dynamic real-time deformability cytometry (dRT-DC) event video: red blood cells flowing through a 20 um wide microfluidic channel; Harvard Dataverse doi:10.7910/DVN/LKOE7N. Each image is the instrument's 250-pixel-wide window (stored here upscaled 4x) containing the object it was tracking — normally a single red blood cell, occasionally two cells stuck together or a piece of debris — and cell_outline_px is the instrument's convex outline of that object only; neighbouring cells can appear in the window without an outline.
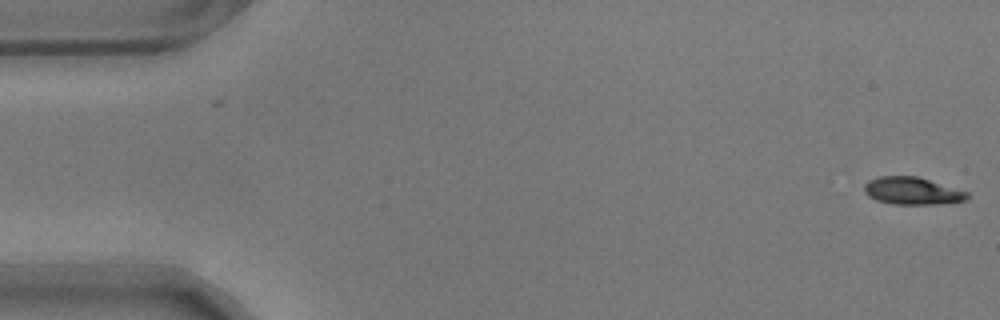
{"species": "common noctule bat (a hibernating species)", "species_latin": "Nyctalus noctula", "temperature_condition": "warm", "stored_images_in_passage": 57, "camera_frame_rate_fps": 3000, "um_per_image_px": 0.085, "animal": {"sex": "male", "body_mass_g": 17.9}, "frame": {"image": 1, "passage_image": 1, "time_ms": 0.0, "image_size_px": [1000, 320], "cell_outline_px": [[968, 196], [964, 200], [936, 204], [892, 204], [876, 200], [868, 196], [864, 192], [864, 184], [868, 180], [880, 176], [916, 176], [968, 192]], "centroid_in_image_um": [77.47, 16.22], "position_along_channel_um": 7.5, "area_um2": 16.24}}
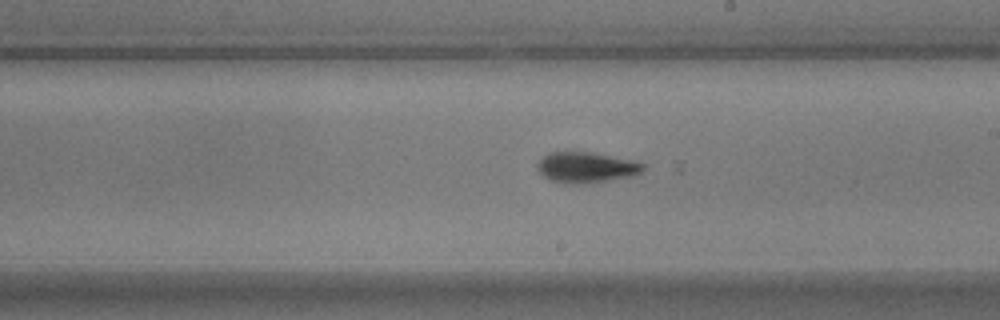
{"frame": {"image": 2, "passage_image": 32, "time_ms": 10.333, "image_size_px": [1000, 320], "cell_outline_px": [[644, 168], [636, 176], [588, 184], [572, 184], [552, 180], [544, 176], [536, 168], [536, 164], [548, 152], [592, 152], [636, 160], [644, 164]], "centroid_in_image_um": [49.88, 14.23], "position_along_channel_um": 239.1, "area_um2": 19.19}}
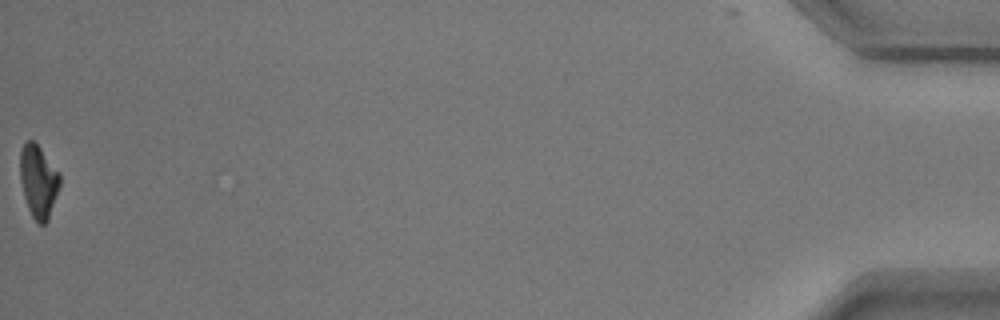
{"frame": {"image": 3, "passage_image": 57, "time_ms": 18.667, "image_size_px": [1000, 320], "cell_outline_px": [[60, 184], [48, 220], [44, 224], [40, 224], [32, 216], [28, 208], [24, 196], [20, 180], [20, 152], [24, 140], [32, 140], [40, 148], [60, 172]], "centroid_in_image_um": [3.26, 15.38], "position_along_channel_um": 431.9, "area_um2": 16.76}, "authors_computed_cell_mechanics": {"area_um2": 17.918, "velocity_mm_per_s": 3.5443, "shape_relaxation_time_tau1_ms": 3.9701, "shape_relaxation_time_tau2_ms": null, "deformation_change_tau1": 0.1754, "deformation_change_tau2": null}}